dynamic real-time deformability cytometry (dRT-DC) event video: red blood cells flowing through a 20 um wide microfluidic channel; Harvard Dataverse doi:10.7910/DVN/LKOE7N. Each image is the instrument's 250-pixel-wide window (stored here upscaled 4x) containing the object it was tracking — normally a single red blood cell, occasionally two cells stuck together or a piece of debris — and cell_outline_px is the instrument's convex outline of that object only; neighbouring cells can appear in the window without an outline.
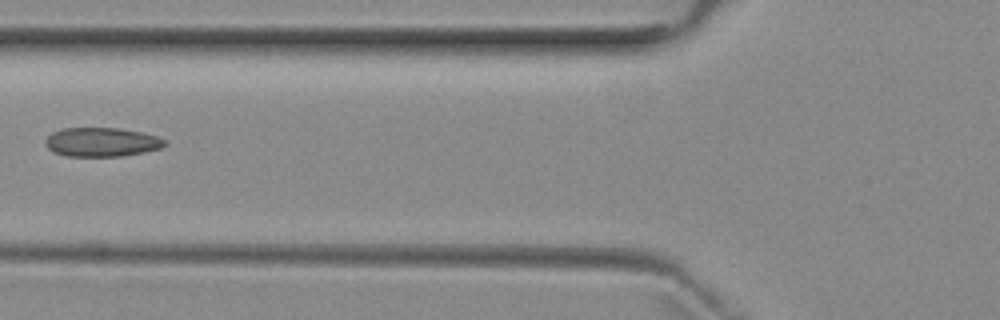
{"species": "common noctule bat (a hibernating species)", "species_latin": "Nyctalus noctula", "temperature_condition": "room temperature", "stored_images_in_passage": 6, "camera_frame_rate_fps": 3000, "um_per_image_px": 0.085, "animal": {"sex": "female", "body_mass_g": 29.2, "forearm_length_mm": 56.3}, "frame": {"image": 1, "passage_image": 5, "time_ms": 6.0, "image_size_px": [1000, 320], "cell_outline_px": [[168, 144], [160, 148], [144, 152], [120, 156], [68, 156], [52, 152], [44, 144], [44, 140], [52, 132], [64, 128], [120, 128], [140, 132], [156, 136], [164, 140]], "centroid_in_image_um": [8.61, 12.08], "position_along_channel_um": 117.2, "area_um2": 20.17}}
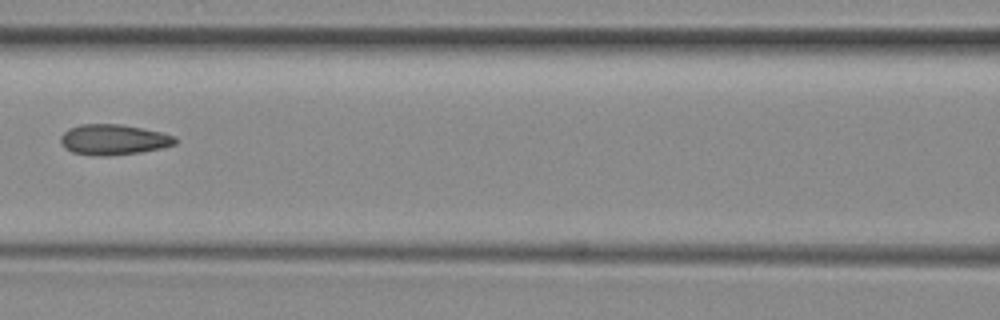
{"frame": {"image": 2, "passage_image": 6, "time_ms": 7.0, "image_size_px": [1000, 320], "cell_outline_px": [[176, 144], [160, 148], [140, 152], [108, 156], [72, 152], [64, 148], [60, 140], [60, 136], [68, 128], [80, 124], [120, 124], [160, 132], [176, 136]], "centroid_in_image_um": [9.63, 11.86], "position_along_channel_um": 157.0, "area_um2": 20.17}}